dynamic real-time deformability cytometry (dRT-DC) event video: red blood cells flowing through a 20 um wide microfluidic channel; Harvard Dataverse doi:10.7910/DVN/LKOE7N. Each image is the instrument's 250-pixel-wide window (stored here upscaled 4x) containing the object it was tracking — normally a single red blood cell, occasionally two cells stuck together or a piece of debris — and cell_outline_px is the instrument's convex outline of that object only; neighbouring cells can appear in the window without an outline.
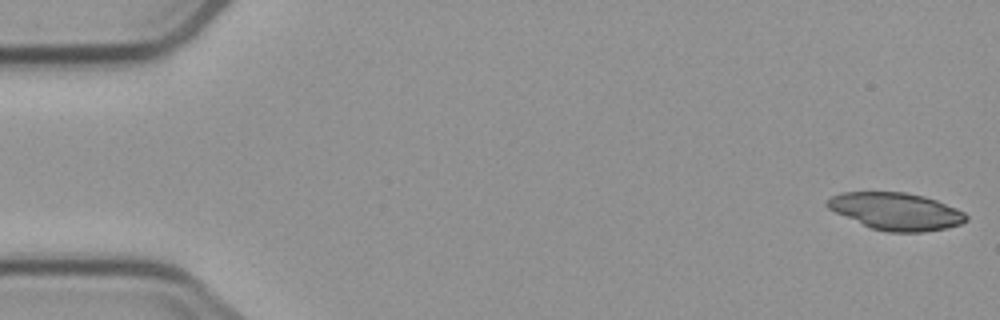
{"species": "common noctule bat (a hibernating species)", "species_latin": "Nyctalus noctula", "temperature_condition": "cold", "stored_images_in_passage": 3, "segment_of_instrument_passage": [2, 2], "camera_frame_rate_fps": 3000, "um_per_image_px": 0.085, "animal": {"sex": "male", "body_mass_g": 23.1, "forearm_length_mm": 52.7}, "frame": {"image": 1, "passage_image": 3, "time_ms": 5.667, "image_size_px": [1000, 320], "cell_outline_px": [[968, 220], [960, 224], [948, 228], [924, 232], [888, 232], [872, 228], [836, 212], [828, 208], [824, 204], [832, 196], [844, 192], [904, 192], [924, 196], [936, 200], [956, 208], [964, 212], [968, 216]], "centroid_in_image_um": [76.2, 17.96], "position_along_channel_um": 8.8, "area_um2": 29.94}}